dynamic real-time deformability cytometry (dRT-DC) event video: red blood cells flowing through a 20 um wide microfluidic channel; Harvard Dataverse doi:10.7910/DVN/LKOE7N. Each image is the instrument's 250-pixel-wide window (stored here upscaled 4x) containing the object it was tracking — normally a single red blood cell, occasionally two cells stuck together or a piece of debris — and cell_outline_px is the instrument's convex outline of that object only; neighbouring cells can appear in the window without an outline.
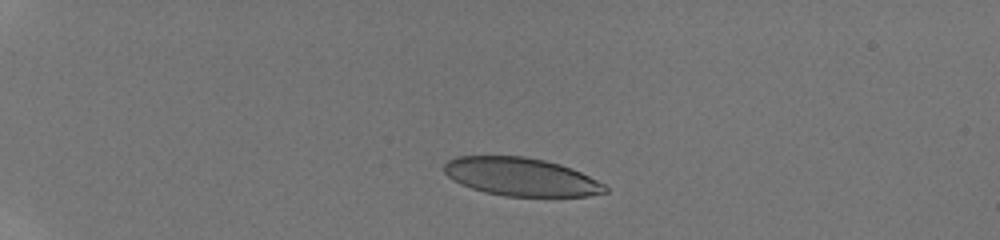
{"species": "human", "species_latin": "Homo sapiens", "temperature_condition": "room temperature", "stored_images_in_passage": 14, "camera_frame_rate_fps": 3000, "um_per_image_px": 0.085, "donor": {"sex": "male"}, "frame": {"image": 1, "passage_image": 1, "time_ms": 0.0, "image_size_px": [1000, 240], "cell_outline_px": [[608, 192], [588, 196], [504, 196], [484, 192], [460, 184], [452, 180], [444, 172], [444, 164], [448, 160], [456, 156], [524, 156], [544, 160], [560, 164], [572, 168], [604, 184], [608, 188]], "centroid_in_image_um": [44.27, 15.03], "position_along_channel_um": 40.7, "area_um2": 35.84}}